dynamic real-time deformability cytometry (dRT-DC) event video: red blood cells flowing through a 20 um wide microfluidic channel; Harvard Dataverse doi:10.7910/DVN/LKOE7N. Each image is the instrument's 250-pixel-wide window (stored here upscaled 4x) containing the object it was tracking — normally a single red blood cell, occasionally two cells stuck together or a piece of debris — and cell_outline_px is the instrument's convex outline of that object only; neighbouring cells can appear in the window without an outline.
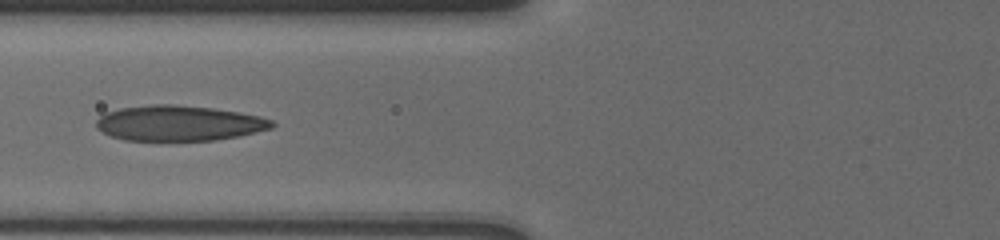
{"species": "human", "species_latin": "Homo sapiens", "temperature_condition": "cold", "stored_images_in_passage": 23, "segment_of_instrument_passage": [2, 2], "camera_frame_rate_fps": 3000, "um_per_image_px": 0.085, "donor": {"sex": "male"}, "frame": {"image": 1, "passage_image": 22, "time_ms": 8.333, "image_size_px": [1000, 240], "cell_outline_px": [[276, 124], [272, 128], [256, 132], [216, 140], [124, 140], [112, 136], [96, 128], [96, 120], [104, 112], [120, 108], [152, 104], [176, 104], [212, 108], [240, 112], [260, 116], [272, 120]], "centroid_in_image_um": [15.2, 10.46], "position_along_channel_um": 110.6, "area_um2": 36.24}}